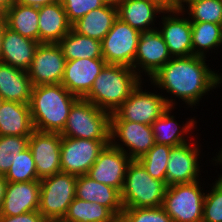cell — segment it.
Returning <instances> with one entry per match:
<instances>
[{
    "label": "cell",
    "instance_id": "obj_1",
    "mask_svg": "<svg viewBox=\"0 0 222 222\" xmlns=\"http://www.w3.org/2000/svg\"><path fill=\"white\" fill-rule=\"evenodd\" d=\"M207 57L191 55L188 57H172L160 68L149 81L154 88L164 90L168 95L163 96L169 107H175V100L183 101L188 108L199 106L203 96L221 87L222 74L212 70L207 64ZM167 96V97H166ZM171 97V98H170ZM175 97L174 99H172Z\"/></svg>",
    "mask_w": 222,
    "mask_h": 222
},
{
    "label": "cell",
    "instance_id": "obj_2",
    "mask_svg": "<svg viewBox=\"0 0 222 222\" xmlns=\"http://www.w3.org/2000/svg\"><path fill=\"white\" fill-rule=\"evenodd\" d=\"M78 99L62 84L33 86L29 107L34 129L61 133Z\"/></svg>",
    "mask_w": 222,
    "mask_h": 222
},
{
    "label": "cell",
    "instance_id": "obj_3",
    "mask_svg": "<svg viewBox=\"0 0 222 222\" xmlns=\"http://www.w3.org/2000/svg\"><path fill=\"white\" fill-rule=\"evenodd\" d=\"M143 80L131 67L107 64L83 99L112 114Z\"/></svg>",
    "mask_w": 222,
    "mask_h": 222
},
{
    "label": "cell",
    "instance_id": "obj_4",
    "mask_svg": "<svg viewBox=\"0 0 222 222\" xmlns=\"http://www.w3.org/2000/svg\"><path fill=\"white\" fill-rule=\"evenodd\" d=\"M166 189L167 185L152 178L138 160H131L121 191L123 208L160 207Z\"/></svg>",
    "mask_w": 222,
    "mask_h": 222
},
{
    "label": "cell",
    "instance_id": "obj_5",
    "mask_svg": "<svg viewBox=\"0 0 222 222\" xmlns=\"http://www.w3.org/2000/svg\"><path fill=\"white\" fill-rule=\"evenodd\" d=\"M110 116L109 112L79 98L71 107L66 126L60 134L80 139L110 140Z\"/></svg>",
    "mask_w": 222,
    "mask_h": 222
},
{
    "label": "cell",
    "instance_id": "obj_6",
    "mask_svg": "<svg viewBox=\"0 0 222 222\" xmlns=\"http://www.w3.org/2000/svg\"><path fill=\"white\" fill-rule=\"evenodd\" d=\"M40 181L39 213L48 222H61L75 198L77 176L59 172Z\"/></svg>",
    "mask_w": 222,
    "mask_h": 222
},
{
    "label": "cell",
    "instance_id": "obj_7",
    "mask_svg": "<svg viewBox=\"0 0 222 222\" xmlns=\"http://www.w3.org/2000/svg\"><path fill=\"white\" fill-rule=\"evenodd\" d=\"M200 184L198 180L167 186L162 207L173 222H202L205 190Z\"/></svg>",
    "mask_w": 222,
    "mask_h": 222
},
{
    "label": "cell",
    "instance_id": "obj_8",
    "mask_svg": "<svg viewBox=\"0 0 222 222\" xmlns=\"http://www.w3.org/2000/svg\"><path fill=\"white\" fill-rule=\"evenodd\" d=\"M110 143L138 160L155 144V138L150 125L124 121L114 112L110 116Z\"/></svg>",
    "mask_w": 222,
    "mask_h": 222
},
{
    "label": "cell",
    "instance_id": "obj_9",
    "mask_svg": "<svg viewBox=\"0 0 222 222\" xmlns=\"http://www.w3.org/2000/svg\"><path fill=\"white\" fill-rule=\"evenodd\" d=\"M141 33L117 18L102 40V57L107 64L134 69V59Z\"/></svg>",
    "mask_w": 222,
    "mask_h": 222
},
{
    "label": "cell",
    "instance_id": "obj_10",
    "mask_svg": "<svg viewBox=\"0 0 222 222\" xmlns=\"http://www.w3.org/2000/svg\"><path fill=\"white\" fill-rule=\"evenodd\" d=\"M110 140H90L62 136L60 146L61 172L85 175L89 172Z\"/></svg>",
    "mask_w": 222,
    "mask_h": 222
},
{
    "label": "cell",
    "instance_id": "obj_11",
    "mask_svg": "<svg viewBox=\"0 0 222 222\" xmlns=\"http://www.w3.org/2000/svg\"><path fill=\"white\" fill-rule=\"evenodd\" d=\"M143 83L133 90L129 97L115 111V113L124 121L152 125L167 109L164 95L155 92L143 90Z\"/></svg>",
    "mask_w": 222,
    "mask_h": 222
},
{
    "label": "cell",
    "instance_id": "obj_12",
    "mask_svg": "<svg viewBox=\"0 0 222 222\" xmlns=\"http://www.w3.org/2000/svg\"><path fill=\"white\" fill-rule=\"evenodd\" d=\"M193 139L191 138V141L171 148L166 166L167 186L201 180L199 176L202 165L199 166V163L202 161L200 160L202 145H199L198 140L195 141V137Z\"/></svg>",
    "mask_w": 222,
    "mask_h": 222
},
{
    "label": "cell",
    "instance_id": "obj_13",
    "mask_svg": "<svg viewBox=\"0 0 222 222\" xmlns=\"http://www.w3.org/2000/svg\"><path fill=\"white\" fill-rule=\"evenodd\" d=\"M66 59L58 43H40L27 73L33 86L61 84Z\"/></svg>",
    "mask_w": 222,
    "mask_h": 222
},
{
    "label": "cell",
    "instance_id": "obj_14",
    "mask_svg": "<svg viewBox=\"0 0 222 222\" xmlns=\"http://www.w3.org/2000/svg\"><path fill=\"white\" fill-rule=\"evenodd\" d=\"M161 23L159 21L157 29L164 38L169 54L172 57L193 55L192 26L187 15L181 10L165 11L161 14Z\"/></svg>",
    "mask_w": 222,
    "mask_h": 222
},
{
    "label": "cell",
    "instance_id": "obj_15",
    "mask_svg": "<svg viewBox=\"0 0 222 222\" xmlns=\"http://www.w3.org/2000/svg\"><path fill=\"white\" fill-rule=\"evenodd\" d=\"M61 140V134L56 132L34 130L29 136L28 147L32 152L39 180L61 172Z\"/></svg>",
    "mask_w": 222,
    "mask_h": 222
},
{
    "label": "cell",
    "instance_id": "obj_16",
    "mask_svg": "<svg viewBox=\"0 0 222 222\" xmlns=\"http://www.w3.org/2000/svg\"><path fill=\"white\" fill-rule=\"evenodd\" d=\"M171 58L164 38L158 29L141 33L134 59V70L141 79L144 74L150 79Z\"/></svg>",
    "mask_w": 222,
    "mask_h": 222
},
{
    "label": "cell",
    "instance_id": "obj_17",
    "mask_svg": "<svg viewBox=\"0 0 222 222\" xmlns=\"http://www.w3.org/2000/svg\"><path fill=\"white\" fill-rule=\"evenodd\" d=\"M131 160L126 153L109 143L101 151L87 175L121 192Z\"/></svg>",
    "mask_w": 222,
    "mask_h": 222
},
{
    "label": "cell",
    "instance_id": "obj_18",
    "mask_svg": "<svg viewBox=\"0 0 222 222\" xmlns=\"http://www.w3.org/2000/svg\"><path fill=\"white\" fill-rule=\"evenodd\" d=\"M107 65L104 58H82L66 61L61 84L73 95L84 98L96 77Z\"/></svg>",
    "mask_w": 222,
    "mask_h": 222
},
{
    "label": "cell",
    "instance_id": "obj_19",
    "mask_svg": "<svg viewBox=\"0 0 222 222\" xmlns=\"http://www.w3.org/2000/svg\"><path fill=\"white\" fill-rule=\"evenodd\" d=\"M40 185V180L8 182L0 216H17L30 211H38Z\"/></svg>",
    "mask_w": 222,
    "mask_h": 222
},
{
    "label": "cell",
    "instance_id": "obj_20",
    "mask_svg": "<svg viewBox=\"0 0 222 222\" xmlns=\"http://www.w3.org/2000/svg\"><path fill=\"white\" fill-rule=\"evenodd\" d=\"M117 6V16L140 33L157 29L158 14L165 11L149 0H114ZM158 15V16H157ZM156 21V22H155Z\"/></svg>",
    "mask_w": 222,
    "mask_h": 222
},
{
    "label": "cell",
    "instance_id": "obj_21",
    "mask_svg": "<svg viewBox=\"0 0 222 222\" xmlns=\"http://www.w3.org/2000/svg\"><path fill=\"white\" fill-rule=\"evenodd\" d=\"M75 197L107 207L118 219L124 209L118 189L97 182L87 174L77 176Z\"/></svg>",
    "mask_w": 222,
    "mask_h": 222
},
{
    "label": "cell",
    "instance_id": "obj_22",
    "mask_svg": "<svg viewBox=\"0 0 222 222\" xmlns=\"http://www.w3.org/2000/svg\"><path fill=\"white\" fill-rule=\"evenodd\" d=\"M40 43L5 27L2 34L0 62L27 71Z\"/></svg>",
    "mask_w": 222,
    "mask_h": 222
},
{
    "label": "cell",
    "instance_id": "obj_23",
    "mask_svg": "<svg viewBox=\"0 0 222 222\" xmlns=\"http://www.w3.org/2000/svg\"><path fill=\"white\" fill-rule=\"evenodd\" d=\"M174 109L177 108L168 107V109L152 123L151 127L155 143L167 144L173 147L191 141L188 139L189 137L194 138L192 134L193 129L197 127L196 118H188L185 124L184 122L180 124L175 119L174 114H172Z\"/></svg>",
    "mask_w": 222,
    "mask_h": 222
},
{
    "label": "cell",
    "instance_id": "obj_24",
    "mask_svg": "<svg viewBox=\"0 0 222 222\" xmlns=\"http://www.w3.org/2000/svg\"><path fill=\"white\" fill-rule=\"evenodd\" d=\"M39 43H59L72 29L61 0L39 7Z\"/></svg>",
    "mask_w": 222,
    "mask_h": 222
},
{
    "label": "cell",
    "instance_id": "obj_25",
    "mask_svg": "<svg viewBox=\"0 0 222 222\" xmlns=\"http://www.w3.org/2000/svg\"><path fill=\"white\" fill-rule=\"evenodd\" d=\"M117 18L115 1L109 0L104 6L91 10L73 23L72 29L81 35L102 41Z\"/></svg>",
    "mask_w": 222,
    "mask_h": 222
},
{
    "label": "cell",
    "instance_id": "obj_26",
    "mask_svg": "<svg viewBox=\"0 0 222 222\" xmlns=\"http://www.w3.org/2000/svg\"><path fill=\"white\" fill-rule=\"evenodd\" d=\"M32 88L27 71L0 62V96L4 101L29 104Z\"/></svg>",
    "mask_w": 222,
    "mask_h": 222
},
{
    "label": "cell",
    "instance_id": "obj_27",
    "mask_svg": "<svg viewBox=\"0 0 222 222\" xmlns=\"http://www.w3.org/2000/svg\"><path fill=\"white\" fill-rule=\"evenodd\" d=\"M34 130L29 104L3 100L0 106V136H30Z\"/></svg>",
    "mask_w": 222,
    "mask_h": 222
},
{
    "label": "cell",
    "instance_id": "obj_28",
    "mask_svg": "<svg viewBox=\"0 0 222 222\" xmlns=\"http://www.w3.org/2000/svg\"><path fill=\"white\" fill-rule=\"evenodd\" d=\"M38 18L39 8L15 2L5 11L6 27L39 42Z\"/></svg>",
    "mask_w": 222,
    "mask_h": 222
},
{
    "label": "cell",
    "instance_id": "obj_29",
    "mask_svg": "<svg viewBox=\"0 0 222 222\" xmlns=\"http://www.w3.org/2000/svg\"><path fill=\"white\" fill-rule=\"evenodd\" d=\"M66 61L103 58L102 41L81 35L71 29L58 43Z\"/></svg>",
    "mask_w": 222,
    "mask_h": 222
},
{
    "label": "cell",
    "instance_id": "obj_30",
    "mask_svg": "<svg viewBox=\"0 0 222 222\" xmlns=\"http://www.w3.org/2000/svg\"><path fill=\"white\" fill-rule=\"evenodd\" d=\"M61 222H119L105 206L75 197Z\"/></svg>",
    "mask_w": 222,
    "mask_h": 222
},
{
    "label": "cell",
    "instance_id": "obj_31",
    "mask_svg": "<svg viewBox=\"0 0 222 222\" xmlns=\"http://www.w3.org/2000/svg\"><path fill=\"white\" fill-rule=\"evenodd\" d=\"M191 26L193 55L206 57L209 50L222 48V24L191 22Z\"/></svg>",
    "mask_w": 222,
    "mask_h": 222
},
{
    "label": "cell",
    "instance_id": "obj_32",
    "mask_svg": "<svg viewBox=\"0 0 222 222\" xmlns=\"http://www.w3.org/2000/svg\"><path fill=\"white\" fill-rule=\"evenodd\" d=\"M181 11L190 22L222 24V0H192Z\"/></svg>",
    "mask_w": 222,
    "mask_h": 222
},
{
    "label": "cell",
    "instance_id": "obj_33",
    "mask_svg": "<svg viewBox=\"0 0 222 222\" xmlns=\"http://www.w3.org/2000/svg\"><path fill=\"white\" fill-rule=\"evenodd\" d=\"M172 146L155 143L149 151L138 159L148 174L166 184V166Z\"/></svg>",
    "mask_w": 222,
    "mask_h": 222
},
{
    "label": "cell",
    "instance_id": "obj_34",
    "mask_svg": "<svg viewBox=\"0 0 222 222\" xmlns=\"http://www.w3.org/2000/svg\"><path fill=\"white\" fill-rule=\"evenodd\" d=\"M12 165L4 175L8 182H27L39 180L33 155L29 147L20 154H12Z\"/></svg>",
    "mask_w": 222,
    "mask_h": 222
},
{
    "label": "cell",
    "instance_id": "obj_35",
    "mask_svg": "<svg viewBox=\"0 0 222 222\" xmlns=\"http://www.w3.org/2000/svg\"><path fill=\"white\" fill-rule=\"evenodd\" d=\"M29 136H0V174L5 175L12 165V154L28 147Z\"/></svg>",
    "mask_w": 222,
    "mask_h": 222
},
{
    "label": "cell",
    "instance_id": "obj_36",
    "mask_svg": "<svg viewBox=\"0 0 222 222\" xmlns=\"http://www.w3.org/2000/svg\"><path fill=\"white\" fill-rule=\"evenodd\" d=\"M119 222H173L162 206L154 208H124Z\"/></svg>",
    "mask_w": 222,
    "mask_h": 222
},
{
    "label": "cell",
    "instance_id": "obj_37",
    "mask_svg": "<svg viewBox=\"0 0 222 222\" xmlns=\"http://www.w3.org/2000/svg\"><path fill=\"white\" fill-rule=\"evenodd\" d=\"M211 185L205 192L202 222H222V185L217 181Z\"/></svg>",
    "mask_w": 222,
    "mask_h": 222
},
{
    "label": "cell",
    "instance_id": "obj_38",
    "mask_svg": "<svg viewBox=\"0 0 222 222\" xmlns=\"http://www.w3.org/2000/svg\"><path fill=\"white\" fill-rule=\"evenodd\" d=\"M109 0H61L71 24L85 16L91 10L104 6Z\"/></svg>",
    "mask_w": 222,
    "mask_h": 222
},
{
    "label": "cell",
    "instance_id": "obj_39",
    "mask_svg": "<svg viewBox=\"0 0 222 222\" xmlns=\"http://www.w3.org/2000/svg\"><path fill=\"white\" fill-rule=\"evenodd\" d=\"M0 222H48L39 211H30L17 216H0Z\"/></svg>",
    "mask_w": 222,
    "mask_h": 222
},
{
    "label": "cell",
    "instance_id": "obj_40",
    "mask_svg": "<svg viewBox=\"0 0 222 222\" xmlns=\"http://www.w3.org/2000/svg\"><path fill=\"white\" fill-rule=\"evenodd\" d=\"M157 4L164 11H176L178 10L177 0H149Z\"/></svg>",
    "mask_w": 222,
    "mask_h": 222
},
{
    "label": "cell",
    "instance_id": "obj_41",
    "mask_svg": "<svg viewBox=\"0 0 222 222\" xmlns=\"http://www.w3.org/2000/svg\"><path fill=\"white\" fill-rule=\"evenodd\" d=\"M58 1L60 0H14L15 3L37 7V8L56 3Z\"/></svg>",
    "mask_w": 222,
    "mask_h": 222
},
{
    "label": "cell",
    "instance_id": "obj_42",
    "mask_svg": "<svg viewBox=\"0 0 222 222\" xmlns=\"http://www.w3.org/2000/svg\"><path fill=\"white\" fill-rule=\"evenodd\" d=\"M7 179L3 174H0V211L2 209L5 193H6V187H7Z\"/></svg>",
    "mask_w": 222,
    "mask_h": 222
},
{
    "label": "cell",
    "instance_id": "obj_43",
    "mask_svg": "<svg viewBox=\"0 0 222 222\" xmlns=\"http://www.w3.org/2000/svg\"><path fill=\"white\" fill-rule=\"evenodd\" d=\"M217 154H216V157L213 156L211 161L212 162L215 161V162H213L215 164V166H217L218 164L222 166V148ZM217 176H219V177H218V179H215V180L222 185V174L217 175Z\"/></svg>",
    "mask_w": 222,
    "mask_h": 222
},
{
    "label": "cell",
    "instance_id": "obj_44",
    "mask_svg": "<svg viewBox=\"0 0 222 222\" xmlns=\"http://www.w3.org/2000/svg\"><path fill=\"white\" fill-rule=\"evenodd\" d=\"M6 27L5 19H0V54H1V45H2V34Z\"/></svg>",
    "mask_w": 222,
    "mask_h": 222
},
{
    "label": "cell",
    "instance_id": "obj_45",
    "mask_svg": "<svg viewBox=\"0 0 222 222\" xmlns=\"http://www.w3.org/2000/svg\"><path fill=\"white\" fill-rule=\"evenodd\" d=\"M14 0H0V6L6 11L12 4Z\"/></svg>",
    "mask_w": 222,
    "mask_h": 222
},
{
    "label": "cell",
    "instance_id": "obj_46",
    "mask_svg": "<svg viewBox=\"0 0 222 222\" xmlns=\"http://www.w3.org/2000/svg\"><path fill=\"white\" fill-rule=\"evenodd\" d=\"M192 0H177L178 3V10H181L182 8H184L185 3H189Z\"/></svg>",
    "mask_w": 222,
    "mask_h": 222
},
{
    "label": "cell",
    "instance_id": "obj_47",
    "mask_svg": "<svg viewBox=\"0 0 222 222\" xmlns=\"http://www.w3.org/2000/svg\"><path fill=\"white\" fill-rule=\"evenodd\" d=\"M0 19H5V10L0 6Z\"/></svg>",
    "mask_w": 222,
    "mask_h": 222
},
{
    "label": "cell",
    "instance_id": "obj_48",
    "mask_svg": "<svg viewBox=\"0 0 222 222\" xmlns=\"http://www.w3.org/2000/svg\"><path fill=\"white\" fill-rule=\"evenodd\" d=\"M2 102H3V99H2L1 96H0V106H1Z\"/></svg>",
    "mask_w": 222,
    "mask_h": 222
}]
</instances>
